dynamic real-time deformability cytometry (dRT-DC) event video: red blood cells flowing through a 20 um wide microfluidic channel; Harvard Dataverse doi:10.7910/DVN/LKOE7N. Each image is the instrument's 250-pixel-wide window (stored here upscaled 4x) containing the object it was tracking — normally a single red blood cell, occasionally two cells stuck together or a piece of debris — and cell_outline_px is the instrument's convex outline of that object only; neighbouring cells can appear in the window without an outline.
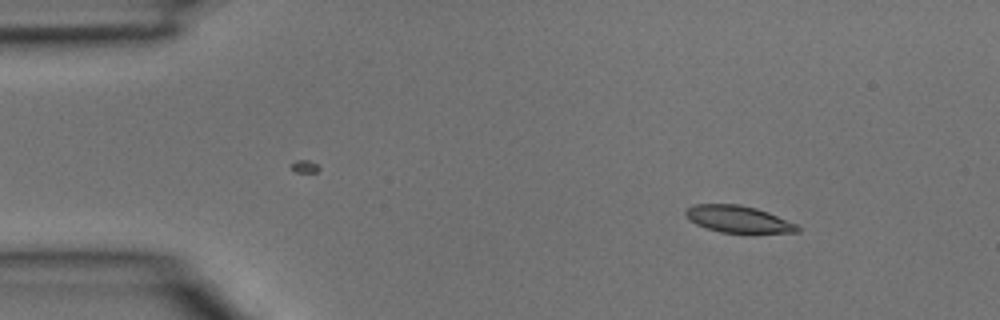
{"species": "common noctule bat (a hibernating species)", "species_latin": "Nyctalus noctula", "temperature_condition": "room temperature", "stored_images_in_passage": 2, "camera_frame_rate_fps": 3000, "um_per_image_px": 0.085, "animal": {"sex": "male", "body_mass_g": 15.6}, "frame": {"image": 1, "passage_image": 1, "time_ms": 0.0, "image_size_px": [1000, 320], "cell_outline_px": [[800, 232], [720, 232], [696, 224], [688, 220], [684, 216], [684, 212], [692, 204], [740, 204], [756, 208], [768, 212], [796, 224], [800, 228]], "centroid_in_image_um": [62.7, 18.61], "position_along_channel_um": 22.3, "area_um2": 17.34}}